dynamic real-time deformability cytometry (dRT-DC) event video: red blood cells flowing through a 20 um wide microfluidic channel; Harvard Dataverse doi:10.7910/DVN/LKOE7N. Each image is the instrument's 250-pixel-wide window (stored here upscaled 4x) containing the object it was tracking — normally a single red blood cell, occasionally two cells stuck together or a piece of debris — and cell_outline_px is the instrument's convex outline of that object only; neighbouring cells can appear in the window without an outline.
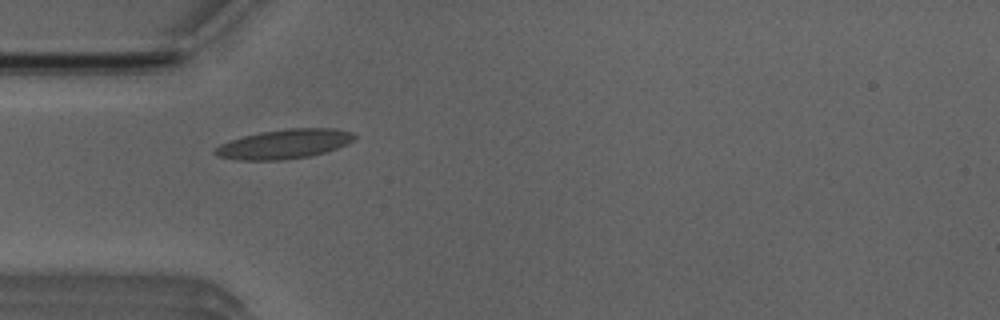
{"species": "Egyptian fruit bat (a non-hibernating species)", "species_latin": "Rousettus aegyptiacus", "temperature_condition": "room temperature", "stored_images_in_passage": 39, "camera_frame_rate_fps": 3000, "um_per_image_px": 0.085, "animal": {"sex": "male"}, "frame": {"image": 1, "passage_image": 3, "time_ms": 0.667, "image_size_px": [1000, 320], "cell_outline_px": [[360, 136], [348, 144], [324, 152], [308, 156], [284, 160], [240, 160], [216, 156], [212, 152], [220, 144], [244, 136], [260, 132], [288, 128], [332, 128], [352, 132]], "centroid_in_image_um": [24.2, 12.24], "position_along_channel_um": 60.8, "area_um2": 23.87}}
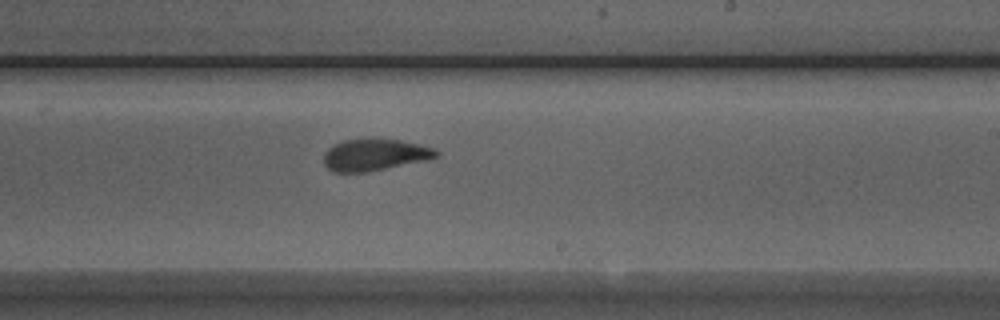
{"frame": {"image": 2, "passage_image": 18, "time_ms": 5.667, "image_size_px": [1000, 320], "cell_outline_px": [[440, 156], [428, 160], [364, 172], [336, 172], [328, 168], [324, 164], [324, 152], [332, 144], [344, 140], [376, 136], [400, 140], [436, 148], [440, 152]], "centroid_in_image_um": [31.87, 13.11], "position_along_channel_um": 257.1, "area_um2": 21.39}}
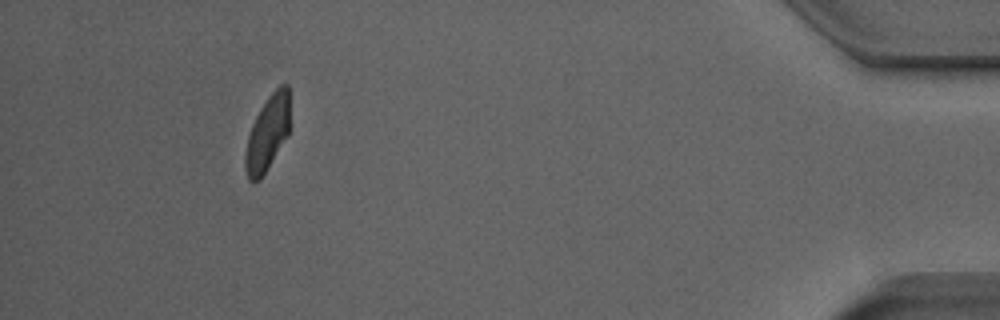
{"frame": {"image": 3, "passage_image": 35, "time_ms": 11.333, "image_size_px": [1000, 320], "cell_outline_px": [[288, 136], [264, 172], [252, 184], [248, 180], [244, 168], [244, 152], [248, 136], [252, 124], [260, 108], [268, 96], [280, 84], [288, 84]], "centroid_in_image_um": [22.7, 11.33], "position_along_channel_um": 412.5, "area_um2": 19.25}, "authors_computed_cell_mechanics": {"area_um2": 20.8658, "velocity_mm_per_s": 3.9535, "shape_relaxation_time_tau1_ms": 4.4887, "shape_relaxation_time_tau2_ms": 1.345, "deformation_change_tau1": 0.1749, "deformation_change_tau2": 0.092}}